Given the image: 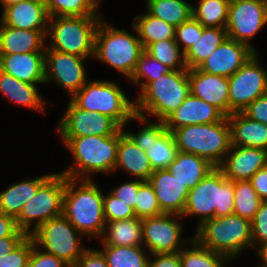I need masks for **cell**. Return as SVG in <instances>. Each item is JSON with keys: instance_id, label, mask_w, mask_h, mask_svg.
Listing matches in <instances>:
<instances>
[{"instance_id": "1", "label": "cell", "mask_w": 267, "mask_h": 267, "mask_svg": "<svg viewBox=\"0 0 267 267\" xmlns=\"http://www.w3.org/2000/svg\"><path fill=\"white\" fill-rule=\"evenodd\" d=\"M82 180L76 187L77 179L66 177L62 214L82 235L101 238L106 224L104 195L90 177L82 175Z\"/></svg>"}, {"instance_id": "2", "label": "cell", "mask_w": 267, "mask_h": 267, "mask_svg": "<svg viewBox=\"0 0 267 267\" xmlns=\"http://www.w3.org/2000/svg\"><path fill=\"white\" fill-rule=\"evenodd\" d=\"M140 91L134 102L135 113L144 116L148 112L164 121L191 95L188 70H171Z\"/></svg>"}, {"instance_id": "3", "label": "cell", "mask_w": 267, "mask_h": 267, "mask_svg": "<svg viewBox=\"0 0 267 267\" xmlns=\"http://www.w3.org/2000/svg\"><path fill=\"white\" fill-rule=\"evenodd\" d=\"M199 215L200 224L214 217L234 214V181L215 167L201 182L189 190L183 215Z\"/></svg>"}, {"instance_id": "4", "label": "cell", "mask_w": 267, "mask_h": 267, "mask_svg": "<svg viewBox=\"0 0 267 267\" xmlns=\"http://www.w3.org/2000/svg\"><path fill=\"white\" fill-rule=\"evenodd\" d=\"M74 157V165L62 171L66 177L81 179L80 174L114 170L117 161L119 131L108 136L62 137ZM108 172V173H107Z\"/></svg>"}, {"instance_id": "5", "label": "cell", "mask_w": 267, "mask_h": 267, "mask_svg": "<svg viewBox=\"0 0 267 267\" xmlns=\"http://www.w3.org/2000/svg\"><path fill=\"white\" fill-rule=\"evenodd\" d=\"M193 238L201 246L223 254L229 260L242 249L253 247L251 221L236 214L204 221L198 225Z\"/></svg>"}, {"instance_id": "6", "label": "cell", "mask_w": 267, "mask_h": 267, "mask_svg": "<svg viewBox=\"0 0 267 267\" xmlns=\"http://www.w3.org/2000/svg\"><path fill=\"white\" fill-rule=\"evenodd\" d=\"M177 150L207 159L219 167L231 148L230 124L225 116L212 124L188 125L175 129Z\"/></svg>"}, {"instance_id": "7", "label": "cell", "mask_w": 267, "mask_h": 267, "mask_svg": "<svg viewBox=\"0 0 267 267\" xmlns=\"http://www.w3.org/2000/svg\"><path fill=\"white\" fill-rule=\"evenodd\" d=\"M99 16L49 17L47 34L51 45L47 48L89 58L94 56L95 33Z\"/></svg>"}, {"instance_id": "8", "label": "cell", "mask_w": 267, "mask_h": 267, "mask_svg": "<svg viewBox=\"0 0 267 267\" xmlns=\"http://www.w3.org/2000/svg\"><path fill=\"white\" fill-rule=\"evenodd\" d=\"M143 46L136 37L124 29H116L100 21L95 33L94 57L106 62L128 78L139 60Z\"/></svg>"}, {"instance_id": "9", "label": "cell", "mask_w": 267, "mask_h": 267, "mask_svg": "<svg viewBox=\"0 0 267 267\" xmlns=\"http://www.w3.org/2000/svg\"><path fill=\"white\" fill-rule=\"evenodd\" d=\"M71 100L83 110L111 117L122 128L129 121L135 120L134 102L114 82H86Z\"/></svg>"}, {"instance_id": "10", "label": "cell", "mask_w": 267, "mask_h": 267, "mask_svg": "<svg viewBox=\"0 0 267 267\" xmlns=\"http://www.w3.org/2000/svg\"><path fill=\"white\" fill-rule=\"evenodd\" d=\"M65 186L66 176L60 172L53 173L38 188L35 196L26 203L16 217L18 228L30 235L48 220L61 216L63 213ZM31 225L34 227L32 231Z\"/></svg>"}, {"instance_id": "11", "label": "cell", "mask_w": 267, "mask_h": 267, "mask_svg": "<svg viewBox=\"0 0 267 267\" xmlns=\"http://www.w3.org/2000/svg\"><path fill=\"white\" fill-rule=\"evenodd\" d=\"M78 233L84 236L62 214L39 226L30 236L36 246H43L44 249L46 248L45 252L73 267L87 250L80 246Z\"/></svg>"}, {"instance_id": "12", "label": "cell", "mask_w": 267, "mask_h": 267, "mask_svg": "<svg viewBox=\"0 0 267 267\" xmlns=\"http://www.w3.org/2000/svg\"><path fill=\"white\" fill-rule=\"evenodd\" d=\"M258 64L257 53L228 78L229 116L241 112L267 93V70Z\"/></svg>"}, {"instance_id": "13", "label": "cell", "mask_w": 267, "mask_h": 267, "mask_svg": "<svg viewBox=\"0 0 267 267\" xmlns=\"http://www.w3.org/2000/svg\"><path fill=\"white\" fill-rule=\"evenodd\" d=\"M267 24V0H240L229 4L227 37L250 46L249 39Z\"/></svg>"}, {"instance_id": "14", "label": "cell", "mask_w": 267, "mask_h": 267, "mask_svg": "<svg viewBox=\"0 0 267 267\" xmlns=\"http://www.w3.org/2000/svg\"><path fill=\"white\" fill-rule=\"evenodd\" d=\"M57 131L62 137L108 136L122 127L111 117L79 108L71 99Z\"/></svg>"}, {"instance_id": "15", "label": "cell", "mask_w": 267, "mask_h": 267, "mask_svg": "<svg viewBox=\"0 0 267 267\" xmlns=\"http://www.w3.org/2000/svg\"><path fill=\"white\" fill-rule=\"evenodd\" d=\"M86 58L64 53L50 48L45 49V82L55 80L68 91L71 98L88 81L84 67Z\"/></svg>"}, {"instance_id": "16", "label": "cell", "mask_w": 267, "mask_h": 267, "mask_svg": "<svg viewBox=\"0 0 267 267\" xmlns=\"http://www.w3.org/2000/svg\"><path fill=\"white\" fill-rule=\"evenodd\" d=\"M177 216L182 215L163 213L142 219L143 241L151 254L175 253L181 250L178 244L181 243L182 226L178 223Z\"/></svg>"}, {"instance_id": "17", "label": "cell", "mask_w": 267, "mask_h": 267, "mask_svg": "<svg viewBox=\"0 0 267 267\" xmlns=\"http://www.w3.org/2000/svg\"><path fill=\"white\" fill-rule=\"evenodd\" d=\"M255 53L250 46L227 37L197 68L229 78Z\"/></svg>"}, {"instance_id": "18", "label": "cell", "mask_w": 267, "mask_h": 267, "mask_svg": "<svg viewBox=\"0 0 267 267\" xmlns=\"http://www.w3.org/2000/svg\"><path fill=\"white\" fill-rule=\"evenodd\" d=\"M266 166L267 150L244 146H231L230 151L219 168L229 180L246 181L250 180L259 169Z\"/></svg>"}, {"instance_id": "19", "label": "cell", "mask_w": 267, "mask_h": 267, "mask_svg": "<svg viewBox=\"0 0 267 267\" xmlns=\"http://www.w3.org/2000/svg\"><path fill=\"white\" fill-rule=\"evenodd\" d=\"M188 81L191 85V95L215 106L226 117L229 116L228 78L194 68L188 69Z\"/></svg>"}, {"instance_id": "20", "label": "cell", "mask_w": 267, "mask_h": 267, "mask_svg": "<svg viewBox=\"0 0 267 267\" xmlns=\"http://www.w3.org/2000/svg\"><path fill=\"white\" fill-rule=\"evenodd\" d=\"M225 115L215 106L190 95L165 120V128L173 132L188 125L212 124L221 121Z\"/></svg>"}, {"instance_id": "21", "label": "cell", "mask_w": 267, "mask_h": 267, "mask_svg": "<svg viewBox=\"0 0 267 267\" xmlns=\"http://www.w3.org/2000/svg\"><path fill=\"white\" fill-rule=\"evenodd\" d=\"M153 187L163 213L183 216L189 189L166 170H154L147 180Z\"/></svg>"}, {"instance_id": "22", "label": "cell", "mask_w": 267, "mask_h": 267, "mask_svg": "<svg viewBox=\"0 0 267 267\" xmlns=\"http://www.w3.org/2000/svg\"><path fill=\"white\" fill-rule=\"evenodd\" d=\"M45 52L0 55V70L31 84L45 83Z\"/></svg>"}, {"instance_id": "23", "label": "cell", "mask_w": 267, "mask_h": 267, "mask_svg": "<svg viewBox=\"0 0 267 267\" xmlns=\"http://www.w3.org/2000/svg\"><path fill=\"white\" fill-rule=\"evenodd\" d=\"M48 13L43 3L34 0L11 5L3 9L1 22L10 27L33 31H47Z\"/></svg>"}, {"instance_id": "24", "label": "cell", "mask_w": 267, "mask_h": 267, "mask_svg": "<svg viewBox=\"0 0 267 267\" xmlns=\"http://www.w3.org/2000/svg\"><path fill=\"white\" fill-rule=\"evenodd\" d=\"M47 31H33L4 25L0 21V55L45 52Z\"/></svg>"}, {"instance_id": "25", "label": "cell", "mask_w": 267, "mask_h": 267, "mask_svg": "<svg viewBox=\"0 0 267 267\" xmlns=\"http://www.w3.org/2000/svg\"><path fill=\"white\" fill-rule=\"evenodd\" d=\"M231 130V146L267 150V125L251 120L242 112L227 116Z\"/></svg>"}, {"instance_id": "26", "label": "cell", "mask_w": 267, "mask_h": 267, "mask_svg": "<svg viewBox=\"0 0 267 267\" xmlns=\"http://www.w3.org/2000/svg\"><path fill=\"white\" fill-rule=\"evenodd\" d=\"M119 167L143 181H147L154 171L146 152L133 142L123 128L119 130L117 161L114 170Z\"/></svg>"}, {"instance_id": "27", "label": "cell", "mask_w": 267, "mask_h": 267, "mask_svg": "<svg viewBox=\"0 0 267 267\" xmlns=\"http://www.w3.org/2000/svg\"><path fill=\"white\" fill-rule=\"evenodd\" d=\"M215 166L207 159L195 154L178 151L175 160L166 170L187 189L196 187Z\"/></svg>"}, {"instance_id": "28", "label": "cell", "mask_w": 267, "mask_h": 267, "mask_svg": "<svg viewBox=\"0 0 267 267\" xmlns=\"http://www.w3.org/2000/svg\"><path fill=\"white\" fill-rule=\"evenodd\" d=\"M51 175H43L32 180L19 182L0 192V212L16 218L26 203L35 196L38 188Z\"/></svg>"}, {"instance_id": "29", "label": "cell", "mask_w": 267, "mask_h": 267, "mask_svg": "<svg viewBox=\"0 0 267 267\" xmlns=\"http://www.w3.org/2000/svg\"><path fill=\"white\" fill-rule=\"evenodd\" d=\"M0 92L20 104L40 112L45 111V101L42 100L36 84L21 81L0 70Z\"/></svg>"}, {"instance_id": "30", "label": "cell", "mask_w": 267, "mask_h": 267, "mask_svg": "<svg viewBox=\"0 0 267 267\" xmlns=\"http://www.w3.org/2000/svg\"><path fill=\"white\" fill-rule=\"evenodd\" d=\"M101 237L103 245L139 246L143 242L142 219L134 217L121 221L106 222Z\"/></svg>"}, {"instance_id": "31", "label": "cell", "mask_w": 267, "mask_h": 267, "mask_svg": "<svg viewBox=\"0 0 267 267\" xmlns=\"http://www.w3.org/2000/svg\"><path fill=\"white\" fill-rule=\"evenodd\" d=\"M226 38V28L203 27L202 37L185 53L187 69L197 68Z\"/></svg>"}, {"instance_id": "32", "label": "cell", "mask_w": 267, "mask_h": 267, "mask_svg": "<svg viewBox=\"0 0 267 267\" xmlns=\"http://www.w3.org/2000/svg\"><path fill=\"white\" fill-rule=\"evenodd\" d=\"M134 21L133 29L138 33L143 49L160 40L175 39V27L148 12L135 17Z\"/></svg>"}, {"instance_id": "33", "label": "cell", "mask_w": 267, "mask_h": 267, "mask_svg": "<svg viewBox=\"0 0 267 267\" xmlns=\"http://www.w3.org/2000/svg\"><path fill=\"white\" fill-rule=\"evenodd\" d=\"M192 6L184 0H147V12L175 28L192 17Z\"/></svg>"}, {"instance_id": "34", "label": "cell", "mask_w": 267, "mask_h": 267, "mask_svg": "<svg viewBox=\"0 0 267 267\" xmlns=\"http://www.w3.org/2000/svg\"><path fill=\"white\" fill-rule=\"evenodd\" d=\"M229 4L228 0H200L197 7L192 6V17L203 27L225 28Z\"/></svg>"}, {"instance_id": "35", "label": "cell", "mask_w": 267, "mask_h": 267, "mask_svg": "<svg viewBox=\"0 0 267 267\" xmlns=\"http://www.w3.org/2000/svg\"><path fill=\"white\" fill-rule=\"evenodd\" d=\"M103 246L104 250H101V252L109 267H148L149 260L144 255L141 245Z\"/></svg>"}, {"instance_id": "36", "label": "cell", "mask_w": 267, "mask_h": 267, "mask_svg": "<svg viewBox=\"0 0 267 267\" xmlns=\"http://www.w3.org/2000/svg\"><path fill=\"white\" fill-rule=\"evenodd\" d=\"M145 152L153 170L167 169L178 152L173 133L165 129Z\"/></svg>"}, {"instance_id": "37", "label": "cell", "mask_w": 267, "mask_h": 267, "mask_svg": "<svg viewBox=\"0 0 267 267\" xmlns=\"http://www.w3.org/2000/svg\"><path fill=\"white\" fill-rule=\"evenodd\" d=\"M190 243L193 245L191 249L180 250L182 267H223L229 261L225 255L201 246L194 238Z\"/></svg>"}, {"instance_id": "38", "label": "cell", "mask_w": 267, "mask_h": 267, "mask_svg": "<svg viewBox=\"0 0 267 267\" xmlns=\"http://www.w3.org/2000/svg\"><path fill=\"white\" fill-rule=\"evenodd\" d=\"M101 0H47L49 17L98 16L97 8Z\"/></svg>"}, {"instance_id": "39", "label": "cell", "mask_w": 267, "mask_h": 267, "mask_svg": "<svg viewBox=\"0 0 267 267\" xmlns=\"http://www.w3.org/2000/svg\"><path fill=\"white\" fill-rule=\"evenodd\" d=\"M261 201L249 180L234 181V214L252 221Z\"/></svg>"}, {"instance_id": "40", "label": "cell", "mask_w": 267, "mask_h": 267, "mask_svg": "<svg viewBox=\"0 0 267 267\" xmlns=\"http://www.w3.org/2000/svg\"><path fill=\"white\" fill-rule=\"evenodd\" d=\"M145 50L171 70H188L184 57L185 53L181 52L175 39L160 40L151 43Z\"/></svg>"}, {"instance_id": "41", "label": "cell", "mask_w": 267, "mask_h": 267, "mask_svg": "<svg viewBox=\"0 0 267 267\" xmlns=\"http://www.w3.org/2000/svg\"><path fill=\"white\" fill-rule=\"evenodd\" d=\"M169 71H171L169 67L160 63L144 49L129 79L133 83L139 84L145 78L146 81L140 83L142 90L150 81L158 79Z\"/></svg>"}, {"instance_id": "42", "label": "cell", "mask_w": 267, "mask_h": 267, "mask_svg": "<svg viewBox=\"0 0 267 267\" xmlns=\"http://www.w3.org/2000/svg\"><path fill=\"white\" fill-rule=\"evenodd\" d=\"M134 213L137 218L145 219L163 214L153 187L148 181L139 179V190L136 198Z\"/></svg>"}, {"instance_id": "43", "label": "cell", "mask_w": 267, "mask_h": 267, "mask_svg": "<svg viewBox=\"0 0 267 267\" xmlns=\"http://www.w3.org/2000/svg\"><path fill=\"white\" fill-rule=\"evenodd\" d=\"M135 119L141 122H148V125L143 127L137 134L131 132H125L133 142L141 149L146 151L152 142H156L158 136L166 129L164 121L159 123H152L146 120L145 116H141L135 113Z\"/></svg>"}, {"instance_id": "44", "label": "cell", "mask_w": 267, "mask_h": 267, "mask_svg": "<svg viewBox=\"0 0 267 267\" xmlns=\"http://www.w3.org/2000/svg\"><path fill=\"white\" fill-rule=\"evenodd\" d=\"M202 31L203 26L193 17L175 28L176 43L179 47L180 43L184 45L182 52L186 53L196 43L198 38L202 37Z\"/></svg>"}, {"instance_id": "45", "label": "cell", "mask_w": 267, "mask_h": 267, "mask_svg": "<svg viewBox=\"0 0 267 267\" xmlns=\"http://www.w3.org/2000/svg\"><path fill=\"white\" fill-rule=\"evenodd\" d=\"M103 209L106 222L121 221L136 217L134 209L116 198L111 192L103 197Z\"/></svg>"}, {"instance_id": "46", "label": "cell", "mask_w": 267, "mask_h": 267, "mask_svg": "<svg viewBox=\"0 0 267 267\" xmlns=\"http://www.w3.org/2000/svg\"><path fill=\"white\" fill-rule=\"evenodd\" d=\"M33 248V239L28 235L11 253L0 257V267H27Z\"/></svg>"}, {"instance_id": "47", "label": "cell", "mask_w": 267, "mask_h": 267, "mask_svg": "<svg viewBox=\"0 0 267 267\" xmlns=\"http://www.w3.org/2000/svg\"><path fill=\"white\" fill-rule=\"evenodd\" d=\"M251 226L253 246L258 241L260 245L267 242V201H261Z\"/></svg>"}, {"instance_id": "48", "label": "cell", "mask_w": 267, "mask_h": 267, "mask_svg": "<svg viewBox=\"0 0 267 267\" xmlns=\"http://www.w3.org/2000/svg\"><path fill=\"white\" fill-rule=\"evenodd\" d=\"M63 265L64 267H69L60 258L50 253L39 251L38 246L33 241V248L27 267H63Z\"/></svg>"}, {"instance_id": "49", "label": "cell", "mask_w": 267, "mask_h": 267, "mask_svg": "<svg viewBox=\"0 0 267 267\" xmlns=\"http://www.w3.org/2000/svg\"><path fill=\"white\" fill-rule=\"evenodd\" d=\"M241 112L251 120L267 125V93L258 97Z\"/></svg>"}, {"instance_id": "50", "label": "cell", "mask_w": 267, "mask_h": 267, "mask_svg": "<svg viewBox=\"0 0 267 267\" xmlns=\"http://www.w3.org/2000/svg\"><path fill=\"white\" fill-rule=\"evenodd\" d=\"M139 190V179L129 181L121 184L115 188L111 193L119 200L126 203L131 208L135 209L136 198Z\"/></svg>"}, {"instance_id": "51", "label": "cell", "mask_w": 267, "mask_h": 267, "mask_svg": "<svg viewBox=\"0 0 267 267\" xmlns=\"http://www.w3.org/2000/svg\"><path fill=\"white\" fill-rule=\"evenodd\" d=\"M73 267H109L106 258L99 250L87 249Z\"/></svg>"}, {"instance_id": "52", "label": "cell", "mask_w": 267, "mask_h": 267, "mask_svg": "<svg viewBox=\"0 0 267 267\" xmlns=\"http://www.w3.org/2000/svg\"><path fill=\"white\" fill-rule=\"evenodd\" d=\"M8 236L28 235L18 228L15 217L0 212V238Z\"/></svg>"}, {"instance_id": "53", "label": "cell", "mask_w": 267, "mask_h": 267, "mask_svg": "<svg viewBox=\"0 0 267 267\" xmlns=\"http://www.w3.org/2000/svg\"><path fill=\"white\" fill-rule=\"evenodd\" d=\"M154 260L148 262V267H182L180 251L175 253L152 254Z\"/></svg>"}, {"instance_id": "54", "label": "cell", "mask_w": 267, "mask_h": 267, "mask_svg": "<svg viewBox=\"0 0 267 267\" xmlns=\"http://www.w3.org/2000/svg\"><path fill=\"white\" fill-rule=\"evenodd\" d=\"M262 201H267V166L259 169L249 180Z\"/></svg>"}, {"instance_id": "55", "label": "cell", "mask_w": 267, "mask_h": 267, "mask_svg": "<svg viewBox=\"0 0 267 267\" xmlns=\"http://www.w3.org/2000/svg\"><path fill=\"white\" fill-rule=\"evenodd\" d=\"M27 236H8L0 238V257L12 252Z\"/></svg>"}, {"instance_id": "56", "label": "cell", "mask_w": 267, "mask_h": 267, "mask_svg": "<svg viewBox=\"0 0 267 267\" xmlns=\"http://www.w3.org/2000/svg\"><path fill=\"white\" fill-rule=\"evenodd\" d=\"M258 252L259 257H261V260L264 264L262 267H267V242L259 246Z\"/></svg>"}, {"instance_id": "57", "label": "cell", "mask_w": 267, "mask_h": 267, "mask_svg": "<svg viewBox=\"0 0 267 267\" xmlns=\"http://www.w3.org/2000/svg\"><path fill=\"white\" fill-rule=\"evenodd\" d=\"M2 5H3V8H7L11 5H14V4H17V3H20V2H23L24 0H0Z\"/></svg>"}, {"instance_id": "58", "label": "cell", "mask_w": 267, "mask_h": 267, "mask_svg": "<svg viewBox=\"0 0 267 267\" xmlns=\"http://www.w3.org/2000/svg\"><path fill=\"white\" fill-rule=\"evenodd\" d=\"M34 1H37V2L43 3L44 5H46V3H47V0H34Z\"/></svg>"}, {"instance_id": "59", "label": "cell", "mask_w": 267, "mask_h": 267, "mask_svg": "<svg viewBox=\"0 0 267 267\" xmlns=\"http://www.w3.org/2000/svg\"><path fill=\"white\" fill-rule=\"evenodd\" d=\"M230 3L231 2H236V1H240V0H228Z\"/></svg>"}]
</instances>
